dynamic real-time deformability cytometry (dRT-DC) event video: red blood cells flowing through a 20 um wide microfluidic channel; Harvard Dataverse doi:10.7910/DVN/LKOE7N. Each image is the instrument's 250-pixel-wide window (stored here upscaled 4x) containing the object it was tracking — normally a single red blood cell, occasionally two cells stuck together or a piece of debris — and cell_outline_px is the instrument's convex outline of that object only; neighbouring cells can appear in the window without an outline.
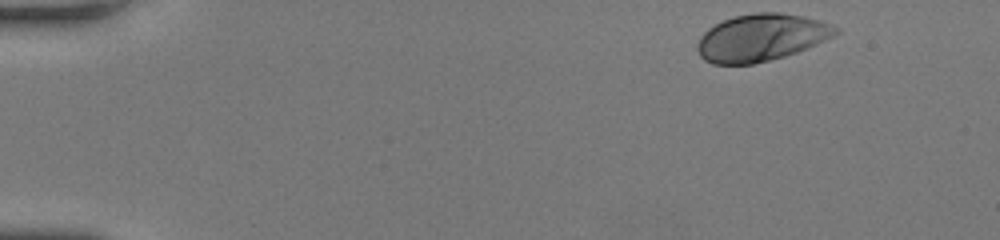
{"species": "human", "species_latin": "Homo sapiens", "temperature_condition": "room temperature", "stored_images_in_passage": 46, "camera_frame_rate_fps": 3000, "um_per_image_px": 0.085, "donor": {"sex": "female"}, "frame": {"image": 1, "passage_image": 1, "time_ms": 0.0, "image_size_px": [1000, 240], "cell_outline_px": [[840, 32], [816, 44], [796, 52], [784, 56], [752, 64], [712, 64], [704, 60], [700, 56], [696, 48], [696, 44], [700, 36], [708, 28], [724, 20], [736, 16], [756, 12], [780, 12], [804, 16], [820, 20], [840, 28]], "centroid_in_image_um": [64.69, 3.19], "position_along_channel_um": 20.3, "area_um2": 37.92}}
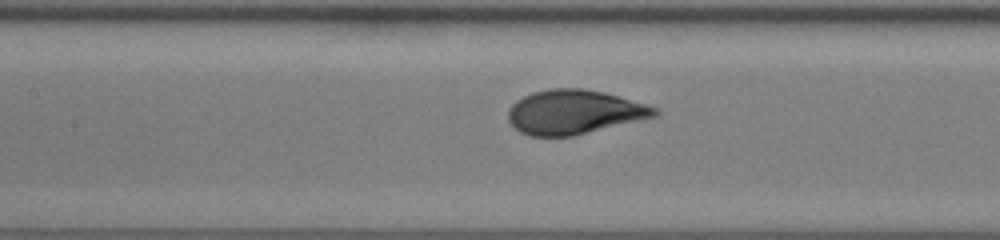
{"frame": {"image": 2, "passage_image": 20, "time_ms": 6.333, "image_size_px": [1000, 240], "cell_outline_px": [[660, 112], [656, 116], [572, 136], [528, 136], [520, 132], [508, 120], [508, 112], [512, 104], [516, 100], [532, 92], [552, 88], [584, 88], [604, 92], [644, 104], [656, 108]], "centroid_in_image_um": [48.76, 9.52], "position_along_channel_um": 158.6, "area_um2": 37.45}}
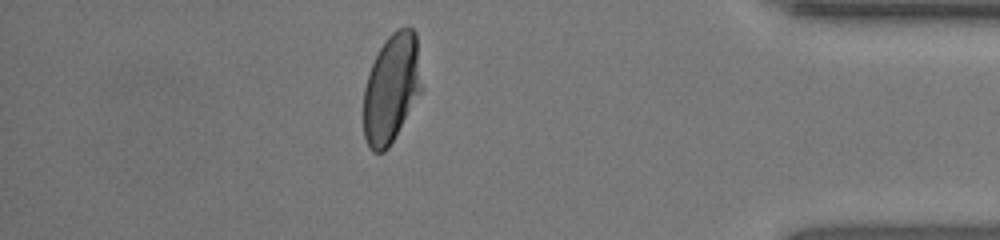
{"frame": {"image": 3, "passage_image": 40, "time_ms": 13.0, "image_size_px": [1000, 240], "cell_outline_px": [[424, 88], [388, 148], [384, 152], [372, 152], [364, 136], [364, 88], [368, 72], [380, 48], [388, 36], [396, 28], [412, 28], [416, 32]], "centroid_in_image_um": [33.3, 7.49], "position_along_channel_um": 401.9, "area_um2": 37.17}, "authors_computed_cell_mechanics": {"area_um2": 37.6856, "velocity_mm_per_s": 4.1413, "shape_relaxation_time_tau1_ms": 3.3135, "shape_relaxation_time_tau2_ms": null, "deformation_change_tau1": 0.1862, "deformation_change_tau2": null}}